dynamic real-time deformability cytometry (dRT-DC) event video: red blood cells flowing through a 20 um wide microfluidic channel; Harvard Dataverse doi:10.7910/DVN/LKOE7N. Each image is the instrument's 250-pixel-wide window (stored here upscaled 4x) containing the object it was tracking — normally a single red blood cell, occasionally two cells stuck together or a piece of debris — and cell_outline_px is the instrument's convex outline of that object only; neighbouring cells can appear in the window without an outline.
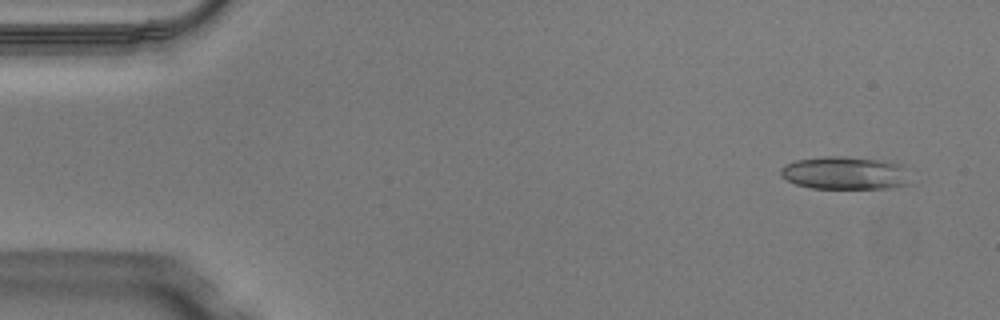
{"species": "Egyptian fruit bat (a non-hibernating species)", "species_latin": "Rousettus aegyptiacus", "temperature_condition": "warm", "stored_images_in_passage": 49, "camera_frame_rate_fps": 3000, "um_per_image_px": 0.085, "animal": {"sex": "male"}, "frame": {"image": 1, "passage_image": 3, "time_ms": 0.667, "image_size_px": [1000, 320], "cell_outline_px": [[908, 184], [888, 188], [812, 188], [796, 184], [780, 176], [780, 168], [784, 164], [796, 160], [824, 156], [844, 156], [876, 160], [900, 164]], "centroid_in_image_um": [71.7, 14.7], "position_along_channel_um": 13.3, "area_um2": 24.39}}
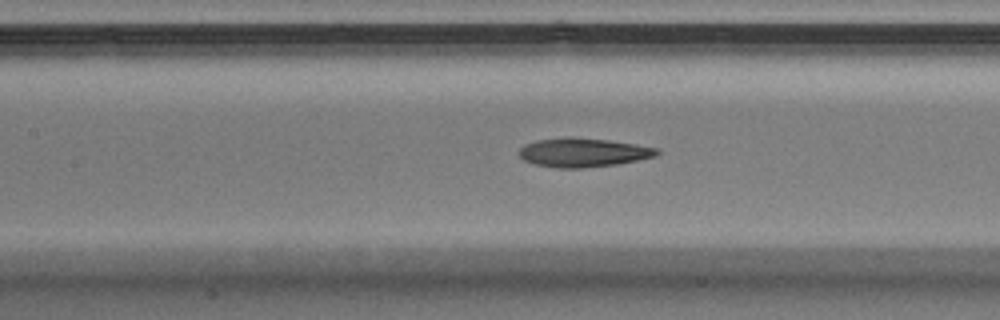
{"frame": {"image": 2, "passage_image": 22, "time_ms": 7.0, "image_size_px": [1000, 320], "cell_outline_px": [[660, 152], [656, 156], [616, 164], [584, 168], [556, 168], [536, 164], [524, 160], [516, 152], [524, 144], [536, 140], [564, 136], [572, 136], [608, 140], [636, 144], [660, 148]], "centroid_in_image_um": [49.54, 12.94], "position_along_channel_um": 157.9, "area_um2": 23.52}}
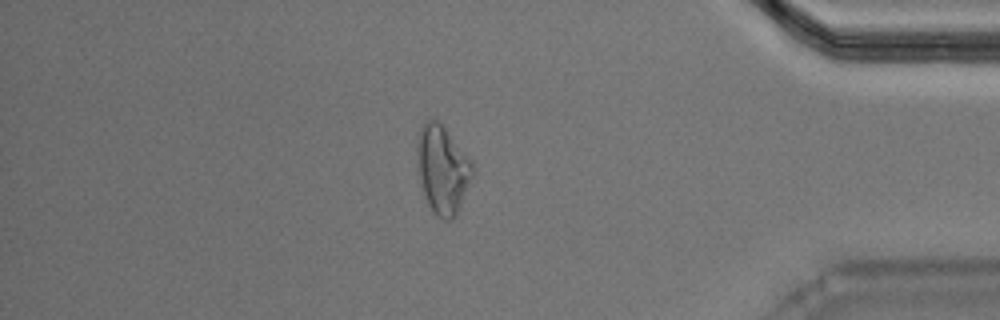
{"frame": {"image": 3, "passage_image": 42, "time_ms": 13.667, "image_size_px": [1000, 320], "cell_outline_px": [[476, 172], [456, 216], [452, 220], [444, 220], [436, 216], [432, 212], [428, 204], [420, 180], [416, 152], [416, 136], [420, 128], [428, 120], [436, 120], [444, 128], [472, 160]], "centroid_in_image_um": [37.64, 14.44], "position_along_channel_um": 397.6, "area_um2": 28.73}, "authors_computed_cell_mechanics": {"area_um2": 24.1604, "velocity_mm_per_s": 4.083, "shape_relaxation_time_tau1_ms": null, "shape_relaxation_time_tau2_ms": 4.1092, "deformation_change_tau1": null, "deformation_change_tau2": 0.131}}